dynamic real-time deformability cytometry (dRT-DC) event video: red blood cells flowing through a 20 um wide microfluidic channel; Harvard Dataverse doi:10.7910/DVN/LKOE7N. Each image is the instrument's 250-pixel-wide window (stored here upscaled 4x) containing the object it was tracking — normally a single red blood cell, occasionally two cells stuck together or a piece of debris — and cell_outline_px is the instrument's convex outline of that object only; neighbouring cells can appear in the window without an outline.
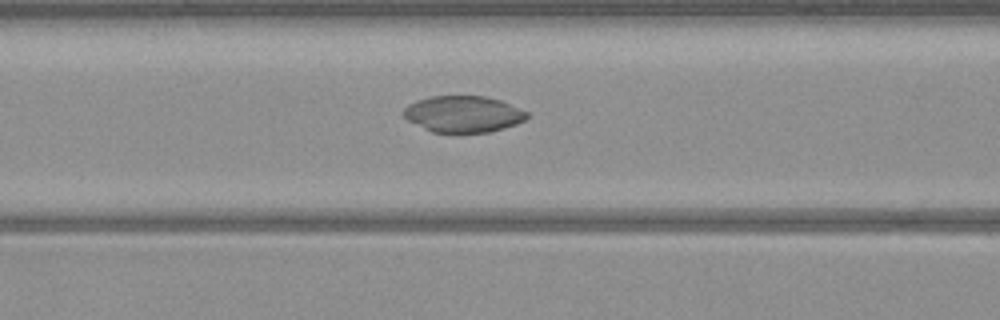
{"species": "common noctule bat (a hibernating species)", "species_latin": "Nyctalus noctula", "temperature_condition": "warm", "stored_images_in_passage": 50, "camera_frame_rate_fps": 3000, "um_per_image_px": 0.085, "animal": {"sex": "male", "body_mass_g": 23.1, "forearm_length_mm": 52.7}, "frame": {"image": 1, "passage_image": 20, "time_ms": 6.333, "image_size_px": [1000, 320], "cell_outline_px": [[532, 116], [516, 124], [504, 128], [488, 132], [432, 132], [408, 120], [404, 116], [404, 108], [408, 104], [416, 100], [428, 96], [484, 96], [500, 100], [528, 112]], "centroid_in_image_um": [39.39, 9.68], "position_along_channel_um": 127.2, "area_um2": 26.13}}
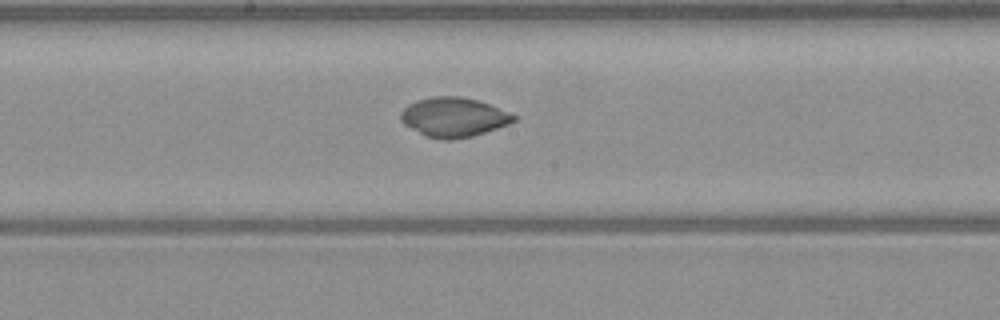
{"frame": {"image": 2, "passage_image": 26, "time_ms": 8.333, "image_size_px": [1000, 320], "cell_outline_px": [[516, 120], [508, 124], [472, 136], [452, 140], [444, 140], [424, 136], [404, 124], [400, 120], [400, 112], [408, 104], [416, 100], [432, 96], [460, 96], [480, 100], [508, 112], [516, 116]], "centroid_in_image_um": [38.52, 9.95], "position_along_channel_um": 209.7, "area_um2": 26.07}}
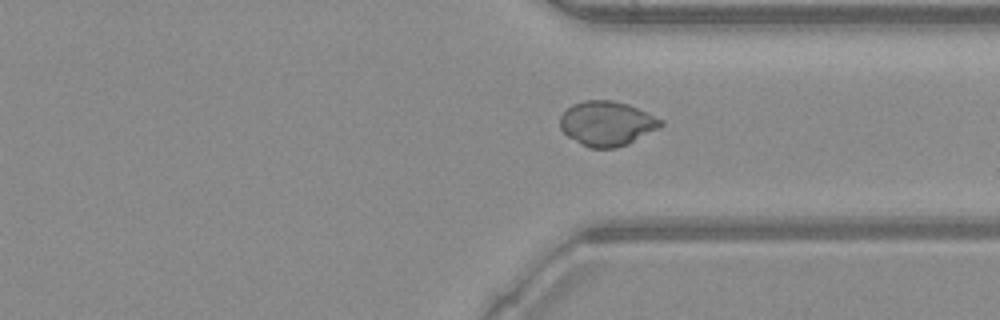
{"frame": {"image": 3, "passage_image": 37, "time_ms": 12.0, "image_size_px": [1000, 320], "cell_outline_px": [[664, 124], [660, 128], [628, 144], [616, 148], [588, 148], [580, 144], [568, 136], [560, 128], [560, 116], [572, 104], [584, 100], [612, 100], [628, 104], [664, 120]], "centroid_in_image_um": [51.6, 10.5], "position_along_channel_um": 359.8, "area_um2": 26.36}, "authors_computed_cell_mechanics": {"area_um2": 27.1082, "velocity_mm_per_s": 4.1137, "shape_relaxation_time_tau1_ms": null, "shape_relaxation_time_tau2_ms": 1.9956, "deformation_change_tau1": null, "deformation_change_tau2": 0.0325}}